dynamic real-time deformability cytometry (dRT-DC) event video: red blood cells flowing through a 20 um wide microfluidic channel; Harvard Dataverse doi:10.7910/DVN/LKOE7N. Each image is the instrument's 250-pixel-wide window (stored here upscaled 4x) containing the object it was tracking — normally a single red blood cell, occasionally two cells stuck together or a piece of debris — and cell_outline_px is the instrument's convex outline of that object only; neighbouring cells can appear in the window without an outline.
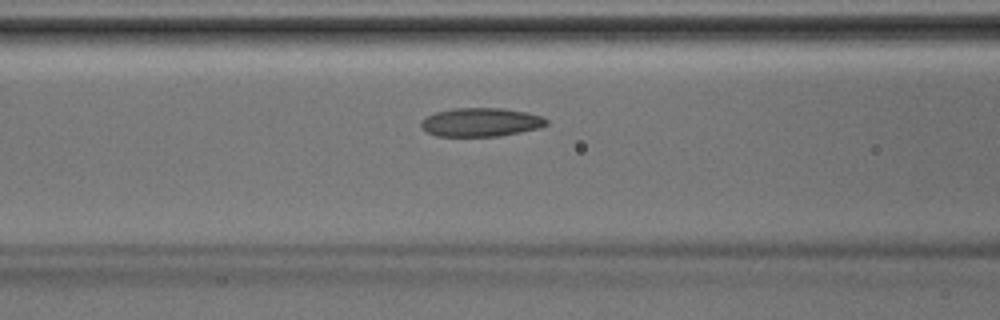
{"species": "Egyptian fruit bat (a non-hibernating species)", "species_latin": "Rousettus aegyptiacus", "temperature_condition": "room temperature", "stored_images_in_passage": 40, "camera_frame_rate_fps": 3000, "um_per_image_px": 0.085, "animal": {"sex": "male"}, "frame": {"image": 1, "passage_image": 16, "time_ms": 5.0, "image_size_px": [1000, 320], "cell_outline_px": [[548, 124], [540, 128], [500, 136], [436, 136], [428, 132], [420, 124], [420, 120], [424, 116], [436, 112], [452, 108], [500, 108], [528, 112], [544, 116], [548, 120]], "centroid_in_image_um": [40.89, 10.38], "position_along_channel_um": 125.7, "area_um2": 21.15}}
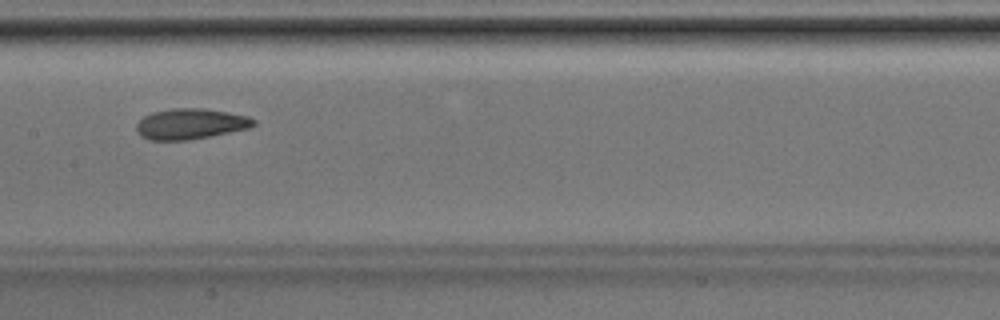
{"frame": {"image": 2, "passage_image": 20, "time_ms": 6.333, "image_size_px": [1000, 320], "cell_outline_px": [[256, 124], [248, 128], [212, 136], [188, 140], [148, 140], [140, 136], [136, 132], [136, 124], [144, 116], [152, 112], [172, 108], [204, 108], [228, 112], [248, 116], [256, 120]], "centroid_in_image_um": [16.17, 10.53], "position_along_channel_um": 191.2, "area_um2": 21.1}}
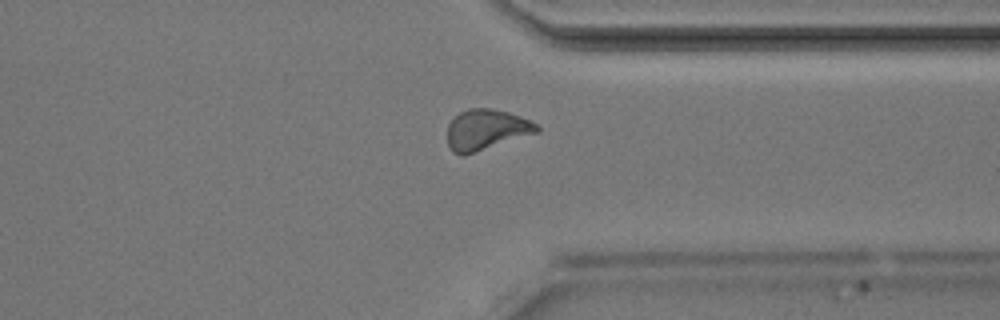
{"frame": {"image": 3, "passage_image": 31, "time_ms": 10.0, "image_size_px": [1000, 320], "cell_outline_px": [[540, 128], [536, 132], [464, 156], [460, 156], [452, 152], [448, 148], [448, 124], [460, 112], [468, 108], [488, 108], [508, 112], [520, 116], [536, 124]], "centroid_in_image_um": [41.27, 11.03], "position_along_channel_um": 370.1, "area_um2": 20.92}}